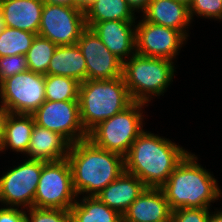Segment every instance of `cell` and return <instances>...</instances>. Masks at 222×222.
Segmentation results:
<instances>
[{
	"label": "cell",
	"mask_w": 222,
	"mask_h": 222,
	"mask_svg": "<svg viewBox=\"0 0 222 222\" xmlns=\"http://www.w3.org/2000/svg\"><path fill=\"white\" fill-rule=\"evenodd\" d=\"M188 153L170 139L144 130L124 156L125 171L147 187L160 188Z\"/></svg>",
	"instance_id": "cell-1"
},
{
	"label": "cell",
	"mask_w": 222,
	"mask_h": 222,
	"mask_svg": "<svg viewBox=\"0 0 222 222\" xmlns=\"http://www.w3.org/2000/svg\"><path fill=\"white\" fill-rule=\"evenodd\" d=\"M67 160L78 197L96 196L125 171L122 155L104 150L88 138L70 145Z\"/></svg>",
	"instance_id": "cell-2"
},
{
	"label": "cell",
	"mask_w": 222,
	"mask_h": 222,
	"mask_svg": "<svg viewBox=\"0 0 222 222\" xmlns=\"http://www.w3.org/2000/svg\"><path fill=\"white\" fill-rule=\"evenodd\" d=\"M197 160L189 152L160 187L172 210L210 208L211 203L222 198L217 179Z\"/></svg>",
	"instance_id": "cell-3"
},
{
	"label": "cell",
	"mask_w": 222,
	"mask_h": 222,
	"mask_svg": "<svg viewBox=\"0 0 222 222\" xmlns=\"http://www.w3.org/2000/svg\"><path fill=\"white\" fill-rule=\"evenodd\" d=\"M78 101L81 123L87 133L134 102L123 76L109 80H85L79 85Z\"/></svg>",
	"instance_id": "cell-4"
},
{
	"label": "cell",
	"mask_w": 222,
	"mask_h": 222,
	"mask_svg": "<svg viewBox=\"0 0 222 222\" xmlns=\"http://www.w3.org/2000/svg\"><path fill=\"white\" fill-rule=\"evenodd\" d=\"M175 69L171 60L135 53L123 63L122 76L132 100L148 105L153 96H163L168 90L173 82Z\"/></svg>",
	"instance_id": "cell-5"
},
{
	"label": "cell",
	"mask_w": 222,
	"mask_h": 222,
	"mask_svg": "<svg viewBox=\"0 0 222 222\" xmlns=\"http://www.w3.org/2000/svg\"><path fill=\"white\" fill-rule=\"evenodd\" d=\"M144 105L148 106L134 101L123 111L99 123L88 133V139L96 146L124 157L135 139L144 131Z\"/></svg>",
	"instance_id": "cell-6"
},
{
	"label": "cell",
	"mask_w": 222,
	"mask_h": 222,
	"mask_svg": "<svg viewBox=\"0 0 222 222\" xmlns=\"http://www.w3.org/2000/svg\"><path fill=\"white\" fill-rule=\"evenodd\" d=\"M77 197L67 158L58 161H43L34 196V207L70 210Z\"/></svg>",
	"instance_id": "cell-7"
},
{
	"label": "cell",
	"mask_w": 222,
	"mask_h": 222,
	"mask_svg": "<svg viewBox=\"0 0 222 222\" xmlns=\"http://www.w3.org/2000/svg\"><path fill=\"white\" fill-rule=\"evenodd\" d=\"M45 75L27 70L0 83V103L10 113L32 114L44 102Z\"/></svg>",
	"instance_id": "cell-8"
},
{
	"label": "cell",
	"mask_w": 222,
	"mask_h": 222,
	"mask_svg": "<svg viewBox=\"0 0 222 222\" xmlns=\"http://www.w3.org/2000/svg\"><path fill=\"white\" fill-rule=\"evenodd\" d=\"M0 177V203L5 207H34L42 160L25 159Z\"/></svg>",
	"instance_id": "cell-9"
},
{
	"label": "cell",
	"mask_w": 222,
	"mask_h": 222,
	"mask_svg": "<svg viewBox=\"0 0 222 222\" xmlns=\"http://www.w3.org/2000/svg\"><path fill=\"white\" fill-rule=\"evenodd\" d=\"M86 28L84 8L45 4L38 35L57 46L77 44Z\"/></svg>",
	"instance_id": "cell-10"
},
{
	"label": "cell",
	"mask_w": 222,
	"mask_h": 222,
	"mask_svg": "<svg viewBox=\"0 0 222 222\" xmlns=\"http://www.w3.org/2000/svg\"><path fill=\"white\" fill-rule=\"evenodd\" d=\"M32 115L35 124L59 133L70 144L88 138L81 123L78 100H46Z\"/></svg>",
	"instance_id": "cell-11"
},
{
	"label": "cell",
	"mask_w": 222,
	"mask_h": 222,
	"mask_svg": "<svg viewBox=\"0 0 222 222\" xmlns=\"http://www.w3.org/2000/svg\"><path fill=\"white\" fill-rule=\"evenodd\" d=\"M187 39L176 29L149 23L142 18L136 25V54L173 61Z\"/></svg>",
	"instance_id": "cell-12"
},
{
	"label": "cell",
	"mask_w": 222,
	"mask_h": 222,
	"mask_svg": "<svg viewBox=\"0 0 222 222\" xmlns=\"http://www.w3.org/2000/svg\"><path fill=\"white\" fill-rule=\"evenodd\" d=\"M77 45L86 60L87 79L109 80L122 76L123 63L110 52L94 30L86 27Z\"/></svg>",
	"instance_id": "cell-13"
},
{
	"label": "cell",
	"mask_w": 222,
	"mask_h": 222,
	"mask_svg": "<svg viewBox=\"0 0 222 222\" xmlns=\"http://www.w3.org/2000/svg\"><path fill=\"white\" fill-rule=\"evenodd\" d=\"M135 23L137 24L135 21L108 20L97 22L91 29L110 52L124 63L136 53Z\"/></svg>",
	"instance_id": "cell-14"
},
{
	"label": "cell",
	"mask_w": 222,
	"mask_h": 222,
	"mask_svg": "<svg viewBox=\"0 0 222 222\" xmlns=\"http://www.w3.org/2000/svg\"><path fill=\"white\" fill-rule=\"evenodd\" d=\"M122 216L123 222H168L172 209L161 188L147 187Z\"/></svg>",
	"instance_id": "cell-15"
},
{
	"label": "cell",
	"mask_w": 222,
	"mask_h": 222,
	"mask_svg": "<svg viewBox=\"0 0 222 222\" xmlns=\"http://www.w3.org/2000/svg\"><path fill=\"white\" fill-rule=\"evenodd\" d=\"M43 7V0H0L5 26L36 35H38Z\"/></svg>",
	"instance_id": "cell-16"
},
{
	"label": "cell",
	"mask_w": 222,
	"mask_h": 222,
	"mask_svg": "<svg viewBox=\"0 0 222 222\" xmlns=\"http://www.w3.org/2000/svg\"><path fill=\"white\" fill-rule=\"evenodd\" d=\"M146 188L147 186L137 176L124 171L96 194V197L123 215Z\"/></svg>",
	"instance_id": "cell-17"
},
{
	"label": "cell",
	"mask_w": 222,
	"mask_h": 222,
	"mask_svg": "<svg viewBox=\"0 0 222 222\" xmlns=\"http://www.w3.org/2000/svg\"><path fill=\"white\" fill-rule=\"evenodd\" d=\"M142 18L149 23L170 27L180 31L186 38L192 23L189 7L177 0H151Z\"/></svg>",
	"instance_id": "cell-18"
},
{
	"label": "cell",
	"mask_w": 222,
	"mask_h": 222,
	"mask_svg": "<svg viewBox=\"0 0 222 222\" xmlns=\"http://www.w3.org/2000/svg\"><path fill=\"white\" fill-rule=\"evenodd\" d=\"M70 143L59 133L34 125L27 158L48 161H58L67 158Z\"/></svg>",
	"instance_id": "cell-19"
},
{
	"label": "cell",
	"mask_w": 222,
	"mask_h": 222,
	"mask_svg": "<svg viewBox=\"0 0 222 222\" xmlns=\"http://www.w3.org/2000/svg\"><path fill=\"white\" fill-rule=\"evenodd\" d=\"M47 74L74 78L80 83L87 80L86 60L79 46L77 44L57 46Z\"/></svg>",
	"instance_id": "cell-20"
},
{
	"label": "cell",
	"mask_w": 222,
	"mask_h": 222,
	"mask_svg": "<svg viewBox=\"0 0 222 222\" xmlns=\"http://www.w3.org/2000/svg\"><path fill=\"white\" fill-rule=\"evenodd\" d=\"M34 125L32 114L10 113L5 123L1 152L9 147L12 151L26 155Z\"/></svg>",
	"instance_id": "cell-21"
},
{
	"label": "cell",
	"mask_w": 222,
	"mask_h": 222,
	"mask_svg": "<svg viewBox=\"0 0 222 222\" xmlns=\"http://www.w3.org/2000/svg\"><path fill=\"white\" fill-rule=\"evenodd\" d=\"M77 197L69 210L71 222H123V216L96 196Z\"/></svg>",
	"instance_id": "cell-22"
},
{
	"label": "cell",
	"mask_w": 222,
	"mask_h": 222,
	"mask_svg": "<svg viewBox=\"0 0 222 222\" xmlns=\"http://www.w3.org/2000/svg\"><path fill=\"white\" fill-rule=\"evenodd\" d=\"M86 27L108 20L136 21V15L126 0H94L85 9Z\"/></svg>",
	"instance_id": "cell-23"
},
{
	"label": "cell",
	"mask_w": 222,
	"mask_h": 222,
	"mask_svg": "<svg viewBox=\"0 0 222 222\" xmlns=\"http://www.w3.org/2000/svg\"><path fill=\"white\" fill-rule=\"evenodd\" d=\"M57 48V45L49 39L36 35L30 49L25 54L28 70L47 75L50 60Z\"/></svg>",
	"instance_id": "cell-24"
},
{
	"label": "cell",
	"mask_w": 222,
	"mask_h": 222,
	"mask_svg": "<svg viewBox=\"0 0 222 222\" xmlns=\"http://www.w3.org/2000/svg\"><path fill=\"white\" fill-rule=\"evenodd\" d=\"M36 34L5 26L0 34V57L25 55Z\"/></svg>",
	"instance_id": "cell-25"
},
{
	"label": "cell",
	"mask_w": 222,
	"mask_h": 222,
	"mask_svg": "<svg viewBox=\"0 0 222 222\" xmlns=\"http://www.w3.org/2000/svg\"><path fill=\"white\" fill-rule=\"evenodd\" d=\"M79 85L74 78L45 75V98L47 101L78 100Z\"/></svg>",
	"instance_id": "cell-26"
},
{
	"label": "cell",
	"mask_w": 222,
	"mask_h": 222,
	"mask_svg": "<svg viewBox=\"0 0 222 222\" xmlns=\"http://www.w3.org/2000/svg\"><path fill=\"white\" fill-rule=\"evenodd\" d=\"M26 210L25 222H71L69 210L35 207Z\"/></svg>",
	"instance_id": "cell-27"
},
{
	"label": "cell",
	"mask_w": 222,
	"mask_h": 222,
	"mask_svg": "<svg viewBox=\"0 0 222 222\" xmlns=\"http://www.w3.org/2000/svg\"><path fill=\"white\" fill-rule=\"evenodd\" d=\"M189 15L191 21L194 20V15L222 21V0H192Z\"/></svg>",
	"instance_id": "cell-28"
},
{
	"label": "cell",
	"mask_w": 222,
	"mask_h": 222,
	"mask_svg": "<svg viewBox=\"0 0 222 222\" xmlns=\"http://www.w3.org/2000/svg\"><path fill=\"white\" fill-rule=\"evenodd\" d=\"M28 70V64L25 55L0 57V83L18 73Z\"/></svg>",
	"instance_id": "cell-29"
},
{
	"label": "cell",
	"mask_w": 222,
	"mask_h": 222,
	"mask_svg": "<svg viewBox=\"0 0 222 222\" xmlns=\"http://www.w3.org/2000/svg\"><path fill=\"white\" fill-rule=\"evenodd\" d=\"M210 208H179L172 210L173 222H209Z\"/></svg>",
	"instance_id": "cell-30"
},
{
	"label": "cell",
	"mask_w": 222,
	"mask_h": 222,
	"mask_svg": "<svg viewBox=\"0 0 222 222\" xmlns=\"http://www.w3.org/2000/svg\"><path fill=\"white\" fill-rule=\"evenodd\" d=\"M19 207L0 208V222H25L26 210Z\"/></svg>",
	"instance_id": "cell-31"
},
{
	"label": "cell",
	"mask_w": 222,
	"mask_h": 222,
	"mask_svg": "<svg viewBox=\"0 0 222 222\" xmlns=\"http://www.w3.org/2000/svg\"><path fill=\"white\" fill-rule=\"evenodd\" d=\"M9 114V110L3 104H0V152L2 149L5 123Z\"/></svg>",
	"instance_id": "cell-32"
},
{
	"label": "cell",
	"mask_w": 222,
	"mask_h": 222,
	"mask_svg": "<svg viewBox=\"0 0 222 222\" xmlns=\"http://www.w3.org/2000/svg\"><path fill=\"white\" fill-rule=\"evenodd\" d=\"M151 0H126L128 6L135 12H144Z\"/></svg>",
	"instance_id": "cell-33"
},
{
	"label": "cell",
	"mask_w": 222,
	"mask_h": 222,
	"mask_svg": "<svg viewBox=\"0 0 222 222\" xmlns=\"http://www.w3.org/2000/svg\"><path fill=\"white\" fill-rule=\"evenodd\" d=\"M45 4L83 8L79 0H43Z\"/></svg>",
	"instance_id": "cell-34"
},
{
	"label": "cell",
	"mask_w": 222,
	"mask_h": 222,
	"mask_svg": "<svg viewBox=\"0 0 222 222\" xmlns=\"http://www.w3.org/2000/svg\"><path fill=\"white\" fill-rule=\"evenodd\" d=\"M217 211L211 212L209 216V222H222V211L216 209Z\"/></svg>",
	"instance_id": "cell-35"
},
{
	"label": "cell",
	"mask_w": 222,
	"mask_h": 222,
	"mask_svg": "<svg viewBox=\"0 0 222 222\" xmlns=\"http://www.w3.org/2000/svg\"><path fill=\"white\" fill-rule=\"evenodd\" d=\"M5 28V24H4V19H3V14H2V10L0 8V34L2 33V31Z\"/></svg>",
	"instance_id": "cell-36"
},
{
	"label": "cell",
	"mask_w": 222,
	"mask_h": 222,
	"mask_svg": "<svg viewBox=\"0 0 222 222\" xmlns=\"http://www.w3.org/2000/svg\"><path fill=\"white\" fill-rule=\"evenodd\" d=\"M79 1L82 4V7L85 9L94 0H79Z\"/></svg>",
	"instance_id": "cell-37"
},
{
	"label": "cell",
	"mask_w": 222,
	"mask_h": 222,
	"mask_svg": "<svg viewBox=\"0 0 222 222\" xmlns=\"http://www.w3.org/2000/svg\"><path fill=\"white\" fill-rule=\"evenodd\" d=\"M177 1H179V2H182V3L186 4L188 7H189V5H190V4H191V2H192V0H177Z\"/></svg>",
	"instance_id": "cell-38"
}]
</instances>
